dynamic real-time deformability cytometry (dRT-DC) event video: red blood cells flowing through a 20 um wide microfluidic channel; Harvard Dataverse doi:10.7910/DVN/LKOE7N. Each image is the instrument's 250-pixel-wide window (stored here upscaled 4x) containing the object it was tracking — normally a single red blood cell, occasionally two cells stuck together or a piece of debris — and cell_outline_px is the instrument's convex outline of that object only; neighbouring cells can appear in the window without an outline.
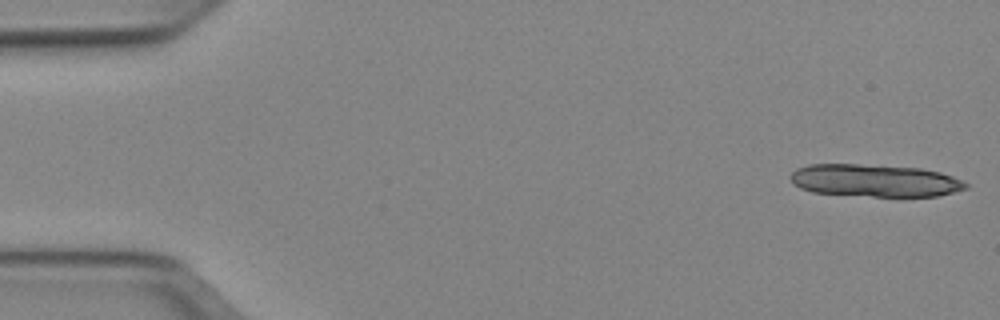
{"species": "Egyptian fruit bat (a non-hibernating species)", "species_latin": "Rousettus aegyptiacus", "temperature_condition": "cold", "stored_images_in_passage": 13, "camera_frame_rate_fps": 3000, "um_per_image_px": 0.085, "animal": {"sex": "female"}, "frame": {"image": 1, "passage_image": 1, "time_ms": 0.0, "image_size_px": [1000, 320], "cell_outline_px": [[968, 188], [936, 196], [872, 196], [812, 192], [800, 188], [792, 184], [788, 176], [796, 168], [808, 164], [856, 164], [920, 168], [940, 172], [952, 176], [968, 184]], "centroid_in_image_um": [74.29, 15.34], "position_along_channel_um": 10.7, "area_um2": 33.12}}